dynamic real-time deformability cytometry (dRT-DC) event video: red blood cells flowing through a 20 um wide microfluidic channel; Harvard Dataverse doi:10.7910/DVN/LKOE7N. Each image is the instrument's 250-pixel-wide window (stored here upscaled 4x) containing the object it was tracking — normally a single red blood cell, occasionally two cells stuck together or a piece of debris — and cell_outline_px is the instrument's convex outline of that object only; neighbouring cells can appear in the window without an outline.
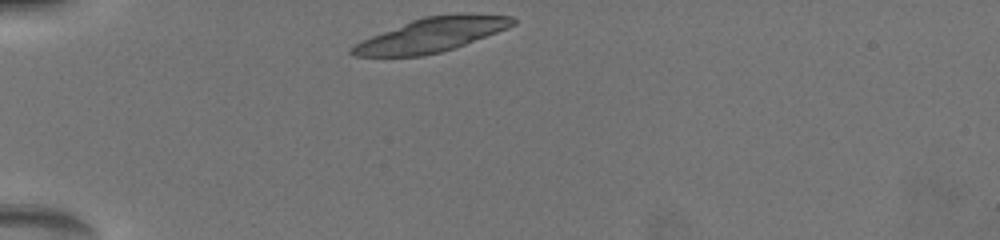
{"species": "common noctule bat (a hibernating species)", "species_latin": "Nyctalus noctula", "temperature_condition": "warm", "stored_images_in_passage": 6, "camera_frame_rate_fps": 3000, "um_per_image_px": 0.085, "animal": {"sex": "female", "body_mass_g": 19.5, "forearm_length_mm": 54.1}, "frame": {"image": 1, "passage_image": 1, "time_ms": 0.0, "image_size_px": [1000, 240], "cell_outline_px": [[516, 24], [508, 28], [464, 44], [440, 52], [420, 56], [356, 56], [348, 52], [348, 48], [360, 40], [412, 20], [424, 16], [512, 16], [516, 20]], "centroid_in_image_um": [36.55, 3.01], "position_along_channel_um": 48.4, "area_um2": 30.75}}